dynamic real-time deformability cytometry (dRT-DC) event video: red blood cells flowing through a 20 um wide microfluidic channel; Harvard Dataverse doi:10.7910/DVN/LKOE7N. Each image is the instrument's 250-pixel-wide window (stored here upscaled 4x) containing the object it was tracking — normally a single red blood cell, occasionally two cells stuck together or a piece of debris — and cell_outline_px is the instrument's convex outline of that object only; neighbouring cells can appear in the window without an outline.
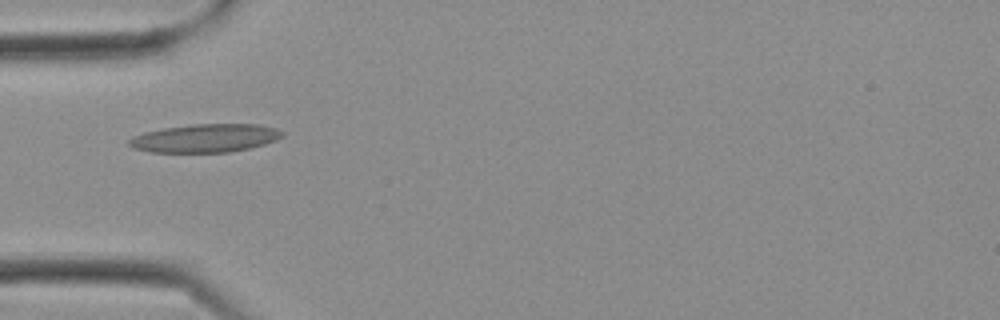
{"species": "Egyptian fruit bat (a non-hibernating species)", "species_latin": "Rousettus aegyptiacus", "temperature_condition": "cold", "stored_images_in_passage": 11, "camera_frame_rate_fps": 3000, "um_per_image_px": 0.085, "frame": {"image": 1, "passage_image": 8, "time_ms": 2.333, "image_size_px": [1000, 320], "cell_outline_px": [[284, 136], [276, 140], [264, 144], [248, 148], [228, 152], [148, 152], [132, 148], [128, 144], [128, 140], [132, 136], [144, 132], [164, 128], [192, 124], [260, 124], [276, 128], [284, 132]], "centroid_in_image_um": [17.43, 11.74], "position_along_channel_um": 67.6, "area_um2": 25.37}}
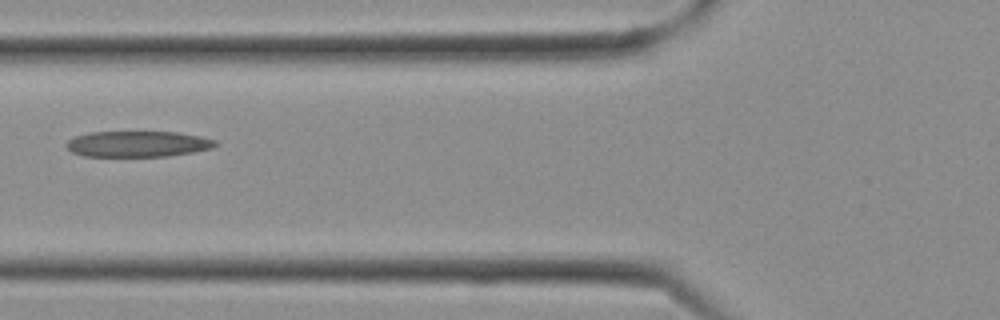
{"frame": {"image": 2, "passage_image": 10, "time_ms": 3.0, "image_size_px": [1000, 320], "cell_outline_px": [[220, 144], [212, 148], [192, 152], [168, 156], [84, 156], [72, 152], [64, 144], [68, 140], [76, 136], [88, 132], [176, 132], [200, 136], [216, 140]], "centroid_in_image_um": [11.72, 12.23], "position_along_channel_um": 114.1, "area_um2": 22.48}}